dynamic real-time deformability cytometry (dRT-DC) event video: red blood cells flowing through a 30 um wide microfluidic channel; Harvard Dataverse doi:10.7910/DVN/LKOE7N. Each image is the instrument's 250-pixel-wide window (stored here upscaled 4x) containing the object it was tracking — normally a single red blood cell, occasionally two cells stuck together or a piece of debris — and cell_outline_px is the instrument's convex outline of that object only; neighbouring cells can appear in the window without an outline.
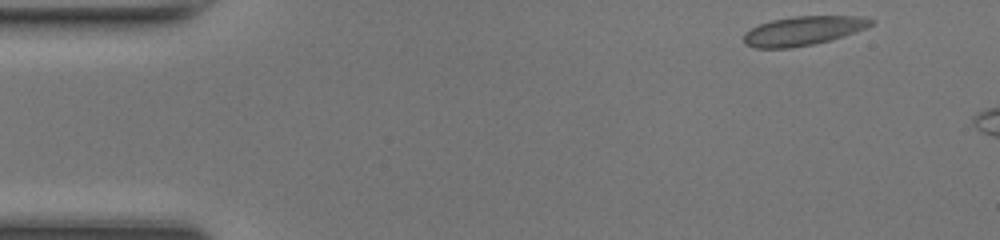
{"species": "common noctule bat (a hibernating species)", "species_latin": "Nyctalus noctula", "temperature_condition": "room temperature", "stored_images_in_passage": 7, "camera_frame_rate_fps": 3000, "um_per_image_px": 0.085, "animal": {"sex": "female", "body_mass_g": 17.0, "forearm_length_mm": 48.0}, "frame": {"image": 1, "passage_image": 1, "time_ms": 0.0, "image_size_px": [1000, 240], "cell_outline_px": [[876, 20], [868, 28], [828, 40], [812, 44], [792, 48], [756, 48], [744, 44], [744, 32], [760, 24], [772, 20], [792, 16], [864, 16]], "centroid_in_image_um": [68.28, 2.61], "position_along_channel_um": 16.7, "area_um2": 21.56}}